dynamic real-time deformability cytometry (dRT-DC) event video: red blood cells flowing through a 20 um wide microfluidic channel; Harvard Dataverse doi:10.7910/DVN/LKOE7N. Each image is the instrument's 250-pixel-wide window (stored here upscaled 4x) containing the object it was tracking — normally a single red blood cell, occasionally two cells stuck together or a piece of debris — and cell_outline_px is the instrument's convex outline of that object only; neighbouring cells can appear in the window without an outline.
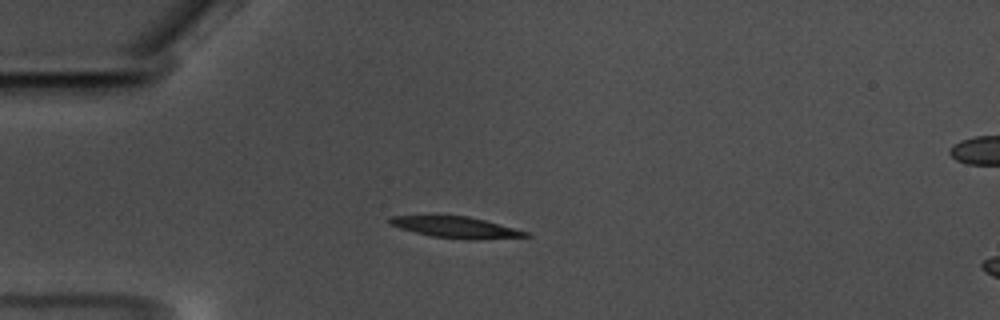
{"species": "common noctule bat (a hibernating species)", "species_latin": "Nyctalus noctula", "temperature_condition": "warm", "stored_images_in_passage": 44, "camera_frame_rate_fps": 3000, "um_per_image_px": 0.085, "animal": {"sex": "male", "body_mass_g": 17.5, "forearm_length_mm": 52.3}, "frame": {"image": 1, "passage_image": 1, "time_ms": 0.0, "image_size_px": [1000, 320], "cell_outline_px": [[532, 236], [432, 236], [400, 228], [388, 224], [388, 216], [468, 216], [484, 220], [528, 232]], "centroid_in_image_um": [38.55, 19.24], "position_along_channel_um": 46.5, "area_um2": 15.09}}
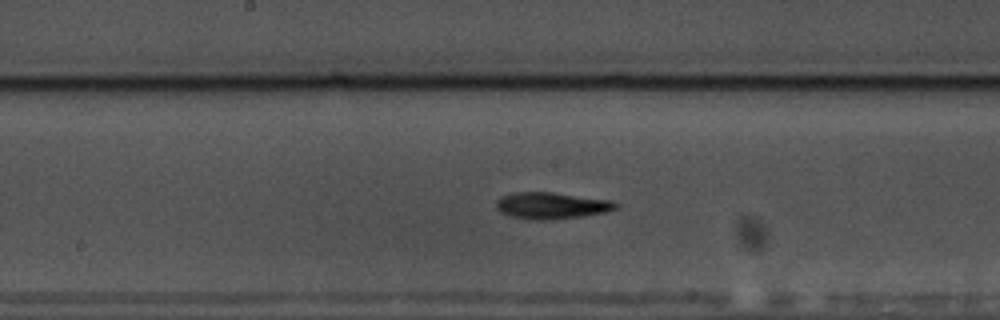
{"frame": {"image": 2, "passage_image": 16, "time_ms": 5.0, "image_size_px": [1000, 320], "cell_outline_px": [[620, 204], [616, 208], [608, 212], [552, 220], [540, 220], [512, 216], [500, 212], [496, 208], [496, 200], [500, 196], [516, 192], [552, 192], [612, 200]], "centroid_in_image_um": [46.89, 17.46], "position_along_channel_um": 201.3, "area_um2": 18.55}}
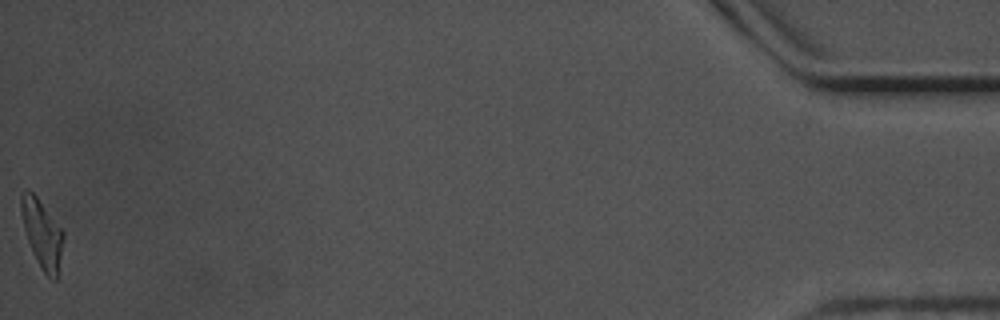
{"frame": {"image": 3, "passage_image": 44, "time_ms": 14.333, "image_size_px": [1000, 320], "cell_outline_px": [[64, 236], [56, 280], [52, 280], [40, 268], [28, 240], [24, 228], [20, 212], [20, 192], [32, 192], [36, 196], [64, 232]], "centroid_in_image_um": [3.56, 19.86], "position_along_channel_um": 431.6, "area_um2": 16.36}, "authors_computed_cell_mechanics": {"area_um2": 17.3978, "velocity_mm_per_s": 3.5029, "shape_relaxation_time_tau1_ms": 4.1675, "shape_relaxation_time_tau2_ms": null, "deformation_change_tau1": 0.1938, "deformation_change_tau2": null}}